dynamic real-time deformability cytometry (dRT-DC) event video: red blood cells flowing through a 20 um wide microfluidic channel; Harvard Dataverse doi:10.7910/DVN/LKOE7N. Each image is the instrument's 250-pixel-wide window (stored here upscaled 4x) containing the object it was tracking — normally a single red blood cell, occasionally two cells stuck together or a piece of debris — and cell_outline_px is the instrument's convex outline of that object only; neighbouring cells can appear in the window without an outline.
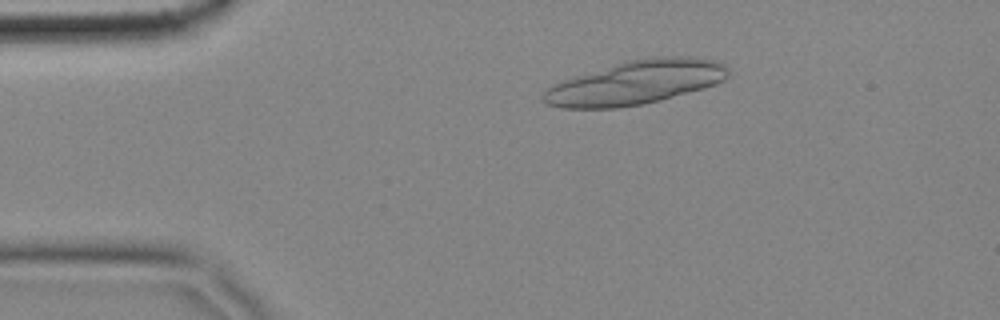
{"species": "common noctule bat (a hibernating species)", "species_latin": "Nyctalus noctula", "temperature_condition": "cold", "stored_images_in_passage": 21, "camera_frame_rate_fps": 3000, "um_per_image_px": 0.085, "animal": {"sex": "female", "body_mass_g": 18.4}, "frame": {"image": 1, "passage_image": 10, "time_ms": 3.0, "image_size_px": [1000, 320], "cell_outline_px": [[728, 76], [724, 80], [716, 84], [704, 88], [660, 100], [644, 104], [616, 108], [560, 108], [548, 104], [540, 100], [540, 96], [552, 84], [624, 60], [648, 56], [696, 56], [720, 60], [728, 68]], "centroid_in_image_um": [54.07, 6.99], "position_along_channel_um": 30.9, "area_um2": 47.86}}